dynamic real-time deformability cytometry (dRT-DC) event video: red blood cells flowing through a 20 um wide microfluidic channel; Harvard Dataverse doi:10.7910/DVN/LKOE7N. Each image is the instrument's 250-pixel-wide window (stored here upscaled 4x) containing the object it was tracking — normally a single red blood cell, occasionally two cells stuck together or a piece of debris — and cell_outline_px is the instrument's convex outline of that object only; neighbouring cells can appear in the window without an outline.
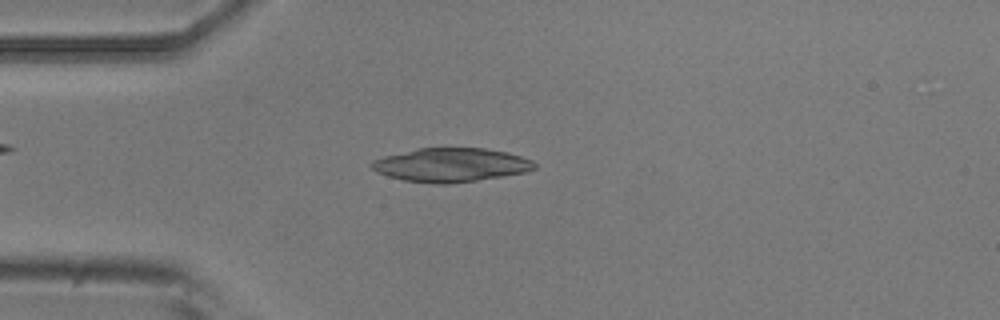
{"species": "common noctule bat (a hibernating species)", "species_latin": "Nyctalus noctula", "temperature_condition": "room temperature", "stored_images_in_passage": 41, "camera_frame_rate_fps": 3000, "um_per_image_px": 0.085, "animal": {"sex": "male", "body_mass_g": 20.5, "forearm_length_mm": 52.5}, "frame": {"image": 1, "passage_image": 1, "time_ms": 0.0, "image_size_px": [1000, 320], "cell_outline_px": [[536, 168], [528, 172], [476, 180], [448, 184], [436, 184], [404, 180], [388, 176], [376, 172], [368, 164], [372, 160], [384, 156], [416, 148], [484, 148], [508, 152], [532, 160], [536, 164]], "centroid_in_image_um": [38.32, 14.01], "position_along_channel_um": 46.7, "area_um2": 32.19}}
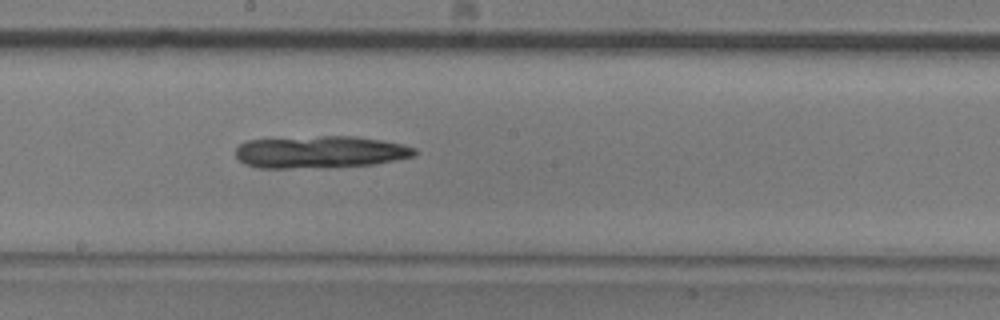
{"frame": {"image": 2, "passage_image": 16, "time_ms": 5.0, "image_size_px": [1000, 320], "cell_outline_px": [[416, 156], [372, 164], [288, 168], [256, 168], [244, 164], [236, 156], [236, 148], [244, 140], [320, 136], [356, 136], [404, 144], [416, 148]], "centroid_in_image_um": [27.18, 12.9], "position_along_channel_um": 221.0, "area_um2": 33.41}}
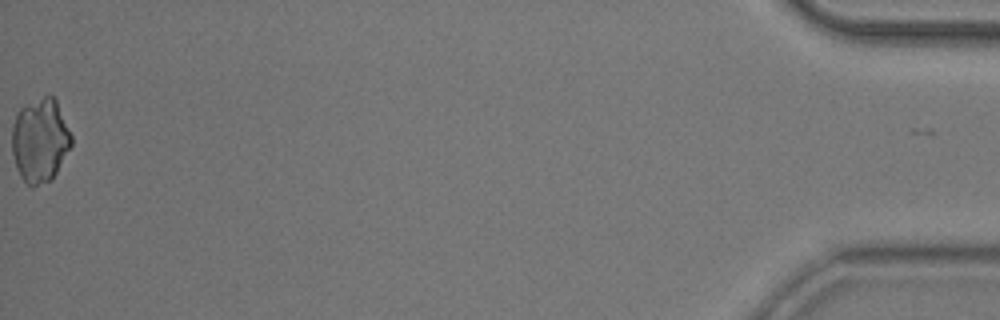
{"frame": {"image": 3, "passage_image": 41, "time_ms": 13.333, "image_size_px": [1000, 320], "cell_outline_px": [[72, 144], [52, 180], [32, 188], [20, 176], [16, 168], [12, 152], [12, 124], [16, 112], [24, 104], [48, 92], [56, 100], [72, 136]], "centroid_in_image_um": [3.38, 11.9], "position_along_channel_um": 431.8, "area_um2": 29.54}}